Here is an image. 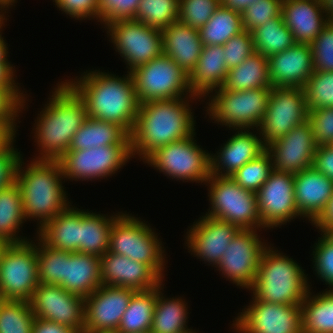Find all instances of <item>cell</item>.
<instances>
[{"label":"cell","mask_w":333,"mask_h":333,"mask_svg":"<svg viewBox=\"0 0 333 333\" xmlns=\"http://www.w3.org/2000/svg\"><path fill=\"white\" fill-rule=\"evenodd\" d=\"M194 99L195 101L201 100L200 97L193 95L140 104L133 130L130 133L132 157L138 156L144 161L162 146L192 136L196 130L194 127L196 120H194L192 105L189 104L190 101L194 102Z\"/></svg>","instance_id":"obj_1"},{"label":"cell","mask_w":333,"mask_h":333,"mask_svg":"<svg viewBox=\"0 0 333 333\" xmlns=\"http://www.w3.org/2000/svg\"><path fill=\"white\" fill-rule=\"evenodd\" d=\"M127 73L119 77L100 69L86 70L80 77L65 81L85 102L88 117L120 125L130 135L140 102L133 78Z\"/></svg>","instance_id":"obj_2"},{"label":"cell","mask_w":333,"mask_h":333,"mask_svg":"<svg viewBox=\"0 0 333 333\" xmlns=\"http://www.w3.org/2000/svg\"><path fill=\"white\" fill-rule=\"evenodd\" d=\"M56 86L34 123V142L39 152L35 160L58 161L87 118L85 102L77 92L66 81Z\"/></svg>","instance_id":"obj_3"},{"label":"cell","mask_w":333,"mask_h":333,"mask_svg":"<svg viewBox=\"0 0 333 333\" xmlns=\"http://www.w3.org/2000/svg\"><path fill=\"white\" fill-rule=\"evenodd\" d=\"M23 161L21 156L16 167L15 182L21 190L25 220H37L39 230L71 203L62 186L65 179L59 161L32 159L29 164Z\"/></svg>","instance_id":"obj_4"},{"label":"cell","mask_w":333,"mask_h":333,"mask_svg":"<svg viewBox=\"0 0 333 333\" xmlns=\"http://www.w3.org/2000/svg\"><path fill=\"white\" fill-rule=\"evenodd\" d=\"M293 258L268 246L260 259L253 285L248 289L259 301L301 305L311 290L305 270Z\"/></svg>","instance_id":"obj_5"},{"label":"cell","mask_w":333,"mask_h":333,"mask_svg":"<svg viewBox=\"0 0 333 333\" xmlns=\"http://www.w3.org/2000/svg\"><path fill=\"white\" fill-rule=\"evenodd\" d=\"M154 231L147 221L121 212L113 221L108 251L148 265L163 280L165 249Z\"/></svg>","instance_id":"obj_6"},{"label":"cell","mask_w":333,"mask_h":333,"mask_svg":"<svg viewBox=\"0 0 333 333\" xmlns=\"http://www.w3.org/2000/svg\"><path fill=\"white\" fill-rule=\"evenodd\" d=\"M205 185L208 186L211 206L206 216L229 222L240 229H265L254 192L243 189L230 176L211 175Z\"/></svg>","instance_id":"obj_7"},{"label":"cell","mask_w":333,"mask_h":333,"mask_svg":"<svg viewBox=\"0 0 333 333\" xmlns=\"http://www.w3.org/2000/svg\"><path fill=\"white\" fill-rule=\"evenodd\" d=\"M271 88L245 91L216 89L208 96L206 116L214 120L213 123L230 129L257 130L266 113Z\"/></svg>","instance_id":"obj_8"},{"label":"cell","mask_w":333,"mask_h":333,"mask_svg":"<svg viewBox=\"0 0 333 333\" xmlns=\"http://www.w3.org/2000/svg\"><path fill=\"white\" fill-rule=\"evenodd\" d=\"M195 135L162 146L143 162L176 181L205 184L211 176L210 153L197 144Z\"/></svg>","instance_id":"obj_9"},{"label":"cell","mask_w":333,"mask_h":333,"mask_svg":"<svg viewBox=\"0 0 333 333\" xmlns=\"http://www.w3.org/2000/svg\"><path fill=\"white\" fill-rule=\"evenodd\" d=\"M140 104L193 96L189 76L166 54L130 71Z\"/></svg>","instance_id":"obj_10"},{"label":"cell","mask_w":333,"mask_h":333,"mask_svg":"<svg viewBox=\"0 0 333 333\" xmlns=\"http://www.w3.org/2000/svg\"><path fill=\"white\" fill-rule=\"evenodd\" d=\"M34 240L10 243L0 263V292L6 300L30 302L39 285Z\"/></svg>","instance_id":"obj_11"},{"label":"cell","mask_w":333,"mask_h":333,"mask_svg":"<svg viewBox=\"0 0 333 333\" xmlns=\"http://www.w3.org/2000/svg\"><path fill=\"white\" fill-rule=\"evenodd\" d=\"M106 29L110 42L127 64V72L134 70L163 53L161 29L150 27L134 19L113 21Z\"/></svg>","instance_id":"obj_12"},{"label":"cell","mask_w":333,"mask_h":333,"mask_svg":"<svg viewBox=\"0 0 333 333\" xmlns=\"http://www.w3.org/2000/svg\"><path fill=\"white\" fill-rule=\"evenodd\" d=\"M131 158L130 145H109L68 150L58 161L66 181H92L113 176Z\"/></svg>","instance_id":"obj_13"},{"label":"cell","mask_w":333,"mask_h":333,"mask_svg":"<svg viewBox=\"0 0 333 333\" xmlns=\"http://www.w3.org/2000/svg\"><path fill=\"white\" fill-rule=\"evenodd\" d=\"M308 119L303 88L272 87L266 113L258 127L265 146Z\"/></svg>","instance_id":"obj_14"},{"label":"cell","mask_w":333,"mask_h":333,"mask_svg":"<svg viewBox=\"0 0 333 333\" xmlns=\"http://www.w3.org/2000/svg\"><path fill=\"white\" fill-rule=\"evenodd\" d=\"M257 233V229H241L215 267L242 289L248 290L253 285L263 251L269 246Z\"/></svg>","instance_id":"obj_15"},{"label":"cell","mask_w":333,"mask_h":333,"mask_svg":"<svg viewBox=\"0 0 333 333\" xmlns=\"http://www.w3.org/2000/svg\"><path fill=\"white\" fill-rule=\"evenodd\" d=\"M231 324L236 333H302L301 305L273 304L252 297Z\"/></svg>","instance_id":"obj_16"},{"label":"cell","mask_w":333,"mask_h":333,"mask_svg":"<svg viewBox=\"0 0 333 333\" xmlns=\"http://www.w3.org/2000/svg\"><path fill=\"white\" fill-rule=\"evenodd\" d=\"M258 211L265 230L301 217L295 203L294 174L273 170L257 191Z\"/></svg>","instance_id":"obj_17"},{"label":"cell","mask_w":333,"mask_h":333,"mask_svg":"<svg viewBox=\"0 0 333 333\" xmlns=\"http://www.w3.org/2000/svg\"><path fill=\"white\" fill-rule=\"evenodd\" d=\"M30 304L35 317L54 321L83 333L84 297L75 295L59 285L39 283Z\"/></svg>","instance_id":"obj_18"},{"label":"cell","mask_w":333,"mask_h":333,"mask_svg":"<svg viewBox=\"0 0 333 333\" xmlns=\"http://www.w3.org/2000/svg\"><path fill=\"white\" fill-rule=\"evenodd\" d=\"M240 230L229 222L202 215L186 232L185 246L193 256L216 267Z\"/></svg>","instance_id":"obj_19"},{"label":"cell","mask_w":333,"mask_h":333,"mask_svg":"<svg viewBox=\"0 0 333 333\" xmlns=\"http://www.w3.org/2000/svg\"><path fill=\"white\" fill-rule=\"evenodd\" d=\"M317 146L311 123L307 119L267 145L266 150L272 157L274 170L296 174L312 167Z\"/></svg>","instance_id":"obj_20"},{"label":"cell","mask_w":333,"mask_h":333,"mask_svg":"<svg viewBox=\"0 0 333 333\" xmlns=\"http://www.w3.org/2000/svg\"><path fill=\"white\" fill-rule=\"evenodd\" d=\"M135 290L101 285L85 297L83 333L117 330Z\"/></svg>","instance_id":"obj_21"},{"label":"cell","mask_w":333,"mask_h":333,"mask_svg":"<svg viewBox=\"0 0 333 333\" xmlns=\"http://www.w3.org/2000/svg\"><path fill=\"white\" fill-rule=\"evenodd\" d=\"M233 130H237L235 134L214 155L210 153L211 175L231 176L266 150L258 129L257 132L255 129H251L253 132L250 129Z\"/></svg>","instance_id":"obj_22"},{"label":"cell","mask_w":333,"mask_h":333,"mask_svg":"<svg viewBox=\"0 0 333 333\" xmlns=\"http://www.w3.org/2000/svg\"><path fill=\"white\" fill-rule=\"evenodd\" d=\"M101 260V282L106 286L143 291L158 287L162 280L148 265L107 251Z\"/></svg>","instance_id":"obj_23"},{"label":"cell","mask_w":333,"mask_h":333,"mask_svg":"<svg viewBox=\"0 0 333 333\" xmlns=\"http://www.w3.org/2000/svg\"><path fill=\"white\" fill-rule=\"evenodd\" d=\"M313 72L310 44L296 43L268 57V75L272 87L303 88Z\"/></svg>","instance_id":"obj_24"},{"label":"cell","mask_w":333,"mask_h":333,"mask_svg":"<svg viewBox=\"0 0 333 333\" xmlns=\"http://www.w3.org/2000/svg\"><path fill=\"white\" fill-rule=\"evenodd\" d=\"M281 15L297 43L311 44L329 22L321 0H283Z\"/></svg>","instance_id":"obj_25"},{"label":"cell","mask_w":333,"mask_h":333,"mask_svg":"<svg viewBox=\"0 0 333 333\" xmlns=\"http://www.w3.org/2000/svg\"><path fill=\"white\" fill-rule=\"evenodd\" d=\"M295 203L301 217L313 223L326 208L333 181L313 167L294 174Z\"/></svg>","instance_id":"obj_26"},{"label":"cell","mask_w":333,"mask_h":333,"mask_svg":"<svg viewBox=\"0 0 333 333\" xmlns=\"http://www.w3.org/2000/svg\"><path fill=\"white\" fill-rule=\"evenodd\" d=\"M163 53L189 76L196 67L203 44L199 30L179 21L161 30Z\"/></svg>","instance_id":"obj_27"},{"label":"cell","mask_w":333,"mask_h":333,"mask_svg":"<svg viewBox=\"0 0 333 333\" xmlns=\"http://www.w3.org/2000/svg\"><path fill=\"white\" fill-rule=\"evenodd\" d=\"M224 55L223 45L203 46L196 67L189 75L192 95L206 99L223 86L228 73Z\"/></svg>","instance_id":"obj_28"},{"label":"cell","mask_w":333,"mask_h":333,"mask_svg":"<svg viewBox=\"0 0 333 333\" xmlns=\"http://www.w3.org/2000/svg\"><path fill=\"white\" fill-rule=\"evenodd\" d=\"M101 285L100 257L87 253L67 251L65 279L59 286L85 298Z\"/></svg>","instance_id":"obj_29"},{"label":"cell","mask_w":333,"mask_h":333,"mask_svg":"<svg viewBox=\"0 0 333 333\" xmlns=\"http://www.w3.org/2000/svg\"><path fill=\"white\" fill-rule=\"evenodd\" d=\"M36 231L37 237L44 244L63 251L78 252L80 250L81 208L70 205Z\"/></svg>","instance_id":"obj_30"},{"label":"cell","mask_w":333,"mask_h":333,"mask_svg":"<svg viewBox=\"0 0 333 333\" xmlns=\"http://www.w3.org/2000/svg\"><path fill=\"white\" fill-rule=\"evenodd\" d=\"M109 145H130V135L120 125L87 116L73 136L69 150Z\"/></svg>","instance_id":"obj_31"},{"label":"cell","mask_w":333,"mask_h":333,"mask_svg":"<svg viewBox=\"0 0 333 333\" xmlns=\"http://www.w3.org/2000/svg\"><path fill=\"white\" fill-rule=\"evenodd\" d=\"M163 282L157 287V298L150 331L152 333H188V306L182 297L166 298ZM184 300V301H183Z\"/></svg>","instance_id":"obj_32"},{"label":"cell","mask_w":333,"mask_h":333,"mask_svg":"<svg viewBox=\"0 0 333 333\" xmlns=\"http://www.w3.org/2000/svg\"><path fill=\"white\" fill-rule=\"evenodd\" d=\"M121 212L114 215H103L81 209L80 253L103 256L109 250L110 231L114 219Z\"/></svg>","instance_id":"obj_33"},{"label":"cell","mask_w":333,"mask_h":333,"mask_svg":"<svg viewBox=\"0 0 333 333\" xmlns=\"http://www.w3.org/2000/svg\"><path fill=\"white\" fill-rule=\"evenodd\" d=\"M272 87L268 75V58L254 52L241 65L230 68L222 90L245 91Z\"/></svg>","instance_id":"obj_34"},{"label":"cell","mask_w":333,"mask_h":333,"mask_svg":"<svg viewBox=\"0 0 333 333\" xmlns=\"http://www.w3.org/2000/svg\"><path fill=\"white\" fill-rule=\"evenodd\" d=\"M26 222L23 211L22 194L14 181L0 190V238L9 243L25 242L27 237L18 236L20 227Z\"/></svg>","instance_id":"obj_35"},{"label":"cell","mask_w":333,"mask_h":333,"mask_svg":"<svg viewBox=\"0 0 333 333\" xmlns=\"http://www.w3.org/2000/svg\"><path fill=\"white\" fill-rule=\"evenodd\" d=\"M302 333H333V290L312 295L301 303Z\"/></svg>","instance_id":"obj_36"},{"label":"cell","mask_w":333,"mask_h":333,"mask_svg":"<svg viewBox=\"0 0 333 333\" xmlns=\"http://www.w3.org/2000/svg\"><path fill=\"white\" fill-rule=\"evenodd\" d=\"M157 298V287L135 291L117 330L121 333L150 331Z\"/></svg>","instance_id":"obj_37"},{"label":"cell","mask_w":333,"mask_h":333,"mask_svg":"<svg viewBox=\"0 0 333 333\" xmlns=\"http://www.w3.org/2000/svg\"><path fill=\"white\" fill-rule=\"evenodd\" d=\"M253 49L265 57L280 53L297 42L283 22L282 15L273 18L252 32Z\"/></svg>","instance_id":"obj_38"},{"label":"cell","mask_w":333,"mask_h":333,"mask_svg":"<svg viewBox=\"0 0 333 333\" xmlns=\"http://www.w3.org/2000/svg\"><path fill=\"white\" fill-rule=\"evenodd\" d=\"M243 30L242 14L220 5L199 33L203 46L224 45Z\"/></svg>","instance_id":"obj_39"},{"label":"cell","mask_w":333,"mask_h":333,"mask_svg":"<svg viewBox=\"0 0 333 333\" xmlns=\"http://www.w3.org/2000/svg\"><path fill=\"white\" fill-rule=\"evenodd\" d=\"M38 280L42 284L59 285L65 279L67 251L44 244L36 236Z\"/></svg>","instance_id":"obj_40"},{"label":"cell","mask_w":333,"mask_h":333,"mask_svg":"<svg viewBox=\"0 0 333 333\" xmlns=\"http://www.w3.org/2000/svg\"><path fill=\"white\" fill-rule=\"evenodd\" d=\"M178 16L179 0H140L134 20L162 30L177 22Z\"/></svg>","instance_id":"obj_41"},{"label":"cell","mask_w":333,"mask_h":333,"mask_svg":"<svg viewBox=\"0 0 333 333\" xmlns=\"http://www.w3.org/2000/svg\"><path fill=\"white\" fill-rule=\"evenodd\" d=\"M34 320L30 302L5 300L0 307V333H32Z\"/></svg>","instance_id":"obj_42"},{"label":"cell","mask_w":333,"mask_h":333,"mask_svg":"<svg viewBox=\"0 0 333 333\" xmlns=\"http://www.w3.org/2000/svg\"><path fill=\"white\" fill-rule=\"evenodd\" d=\"M273 170L272 157L265 150L257 158L247 162L235 171L230 177L243 189L256 194Z\"/></svg>","instance_id":"obj_43"},{"label":"cell","mask_w":333,"mask_h":333,"mask_svg":"<svg viewBox=\"0 0 333 333\" xmlns=\"http://www.w3.org/2000/svg\"><path fill=\"white\" fill-rule=\"evenodd\" d=\"M303 90L308 110L333 107V72L314 70Z\"/></svg>","instance_id":"obj_44"},{"label":"cell","mask_w":333,"mask_h":333,"mask_svg":"<svg viewBox=\"0 0 333 333\" xmlns=\"http://www.w3.org/2000/svg\"><path fill=\"white\" fill-rule=\"evenodd\" d=\"M317 243L312 247V264L318 279L328 285L326 290H333V233L321 232Z\"/></svg>","instance_id":"obj_45"},{"label":"cell","mask_w":333,"mask_h":333,"mask_svg":"<svg viewBox=\"0 0 333 333\" xmlns=\"http://www.w3.org/2000/svg\"><path fill=\"white\" fill-rule=\"evenodd\" d=\"M220 5V0H179L178 21L199 30Z\"/></svg>","instance_id":"obj_46"},{"label":"cell","mask_w":333,"mask_h":333,"mask_svg":"<svg viewBox=\"0 0 333 333\" xmlns=\"http://www.w3.org/2000/svg\"><path fill=\"white\" fill-rule=\"evenodd\" d=\"M283 0H258L251 3L242 14L243 29L252 32L259 26L281 15Z\"/></svg>","instance_id":"obj_47"},{"label":"cell","mask_w":333,"mask_h":333,"mask_svg":"<svg viewBox=\"0 0 333 333\" xmlns=\"http://www.w3.org/2000/svg\"><path fill=\"white\" fill-rule=\"evenodd\" d=\"M310 46L314 70L333 72V25L330 21Z\"/></svg>","instance_id":"obj_48"},{"label":"cell","mask_w":333,"mask_h":333,"mask_svg":"<svg viewBox=\"0 0 333 333\" xmlns=\"http://www.w3.org/2000/svg\"><path fill=\"white\" fill-rule=\"evenodd\" d=\"M224 59L228 70L241 65L243 61L254 53L252 33L243 30L231 37L223 45Z\"/></svg>","instance_id":"obj_49"},{"label":"cell","mask_w":333,"mask_h":333,"mask_svg":"<svg viewBox=\"0 0 333 333\" xmlns=\"http://www.w3.org/2000/svg\"><path fill=\"white\" fill-rule=\"evenodd\" d=\"M100 23L135 19L140 0H98Z\"/></svg>","instance_id":"obj_50"},{"label":"cell","mask_w":333,"mask_h":333,"mask_svg":"<svg viewBox=\"0 0 333 333\" xmlns=\"http://www.w3.org/2000/svg\"><path fill=\"white\" fill-rule=\"evenodd\" d=\"M308 120L318 146L333 144V107L308 110Z\"/></svg>","instance_id":"obj_51"},{"label":"cell","mask_w":333,"mask_h":333,"mask_svg":"<svg viewBox=\"0 0 333 333\" xmlns=\"http://www.w3.org/2000/svg\"><path fill=\"white\" fill-rule=\"evenodd\" d=\"M63 13L75 20L95 19L100 22L98 0H53ZM91 18V19H90Z\"/></svg>","instance_id":"obj_52"},{"label":"cell","mask_w":333,"mask_h":333,"mask_svg":"<svg viewBox=\"0 0 333 333\" xmlns=\"http://www.w3.org/2000/svg\"><path fill=\"white\" fill-rule=\"evenodd\" d=\"M26 97L20 87H0V118L19 117L22 110L26 109Z\"/></svg>","instance_id":"obj_53"},{"label":"cell","mask_w":333,"mask_h":333,"mask_svg":"<svg viewBox=\"0 0 333 333\" xmlns=\"http://www.w3.org/2000/svg\"><path fill=\"white\" fill-rule=\"evenodd\" d=\"M14 145L0 151V190L15 181L17 163L22 154Z\"/></svg>","instance_id":"obj_54"},{"label":"cell","mask_w":333,"mask_h":333,"mask_svg":"<svg viewBox=\"0 0 333 333\" xmlns=\"http://www.w3.org/2000/svg\"><path fill=\"white\" fill-rule=\"evenodd\" d=\"M6 21V15L0 19V87H20V84L15 82V79H17V75H15V65L13 66L7 58L9 57L8 43L5 42L4 36L2 37L1 31L3 26L5 27Z\"/></svg>","instance_id":"obj_55"},{"label":"cell","mask_w":333,"mask_h":333,"mask_svg":"<svg viewBox=\"0 0 333 333\" xmlns=\"http://www.w3.org/2000/svg\"><path fill=\"white\" fill-rule=\"evenodd\" d=\"M312 167L333 181V145H319L314 154Z\"/></svg>","instance_id":"obj_56"},{"label":"cell","mask_w":333,"mask_h":333,"mask_svg":"<svg viewBox=\"0 0 333 333\" xmlns=\"http://www.w3.org/2000/svg\"><path fill=\"white\" fill-rule=\"evenodd\" d=\"M18 117L0 118V151L9 148L16 140Z\"/></svg>","instance_id":"obj_57"},{"label":"cell","mask_w":333,"mask_h":333,"mask_svg":"<svg viewBox=\"0 0 333 333\" xmlns=\"http://www.w3.org/2000/svg\"><path fill=\"white\" fill-rule=\"evenodd\" d=\"M32 333H78L65 325L35 317Z\"/></svg>","instance_id":"obj_58"},{"label":"cell","mask_w":333,"mask_h":333,"mask_svg":"<svg viewBox=\"0 0 333 333\" xmlns=\"http://www.w3.org/2000/svg\"><path fill=\"white\" fill-rule=\"evenodd\" d=\"M319 232L333 233V193L320 216L312 223Z\"/></svg>","instance_id":"obj_59"},{"label":"cell","mask_w":333,"mask_h":333,"mask_svg":"<svg viewBox=\"0 0 333 333\" xmlns=\"http://www.w3.org/2000/svg\"><path fill=\"white\" fill-rule=\"evenodd\" d=\"M221 5L231 10L242 13L251 3L258 0H220Z\"/></svg>","instance_id":"obj_60"},{"label":"cell","mask_w":333,"mask_h":333,"mask_svg":"<svg viewBox=\"0 0 333 333\" xmlns=\"http://www.w3.org/2000/svg\"><path fill=\"white\" fill-rule=\"evenodd\" d=\"M15 3H17V0H0V12L5 16V14L10 11L8 9L15 6Z\"/></svg>","instance_id":"obj_61"},{"label":"cell","mask_w":333,"mask_h":333,"mask_svg":"<svg viewBox=\"0 0 333 333\" xmlns=\"http://www.w3.org/2000/svg\"><path fill=\"white\" fill-rule=\"evenodd\" d=\"M321 3L328 19H330L333 16V0H321Z\"/></svg>","instance_id":"obj_62"},{"label":"cell","mask_w":333,"mask_h":333,"mask_svg":"<svg viewBox=\"0 0 333 333\" xmlns=\"http://www.w3.org/2000/svg\"><path fill=\"white\" fill-rule=\"evenodd\" d=\"M9 244L10 243L8 241L0 238V263H1L2 256H3L4 252L6 251V248L9 246Z\"/></svg>","instance_id":"obj_63"},{"label":"cell","mask_w":333,"mask_h":333,"mask_svg":"<svg viewBox=\"0 0 333 333\" xmlns=\"http://www.w3.org/2000/svg\"><path fill=\"white\" fill-rule=\"evenodd\" d=\"M87 333H121L118 330H107V331H95V332H87Z\"/></svg>","instance_id":"obj_64"},{"label":"cell","mask_w":333,"mask_h":333,"mask_svg":"<svg viewBox=\"0 0 333 333\" xmlns=\"http://www.w3.org/2000/svg\"><path fill=\"white\" fill-rule=\"evenodd\" d=\"M6 299L3 297V295L0 292V307L2 306V304L4 303Z\"/></svg>","instance_id":"obj_65"},{"label":"cell","mask_w":333,"mask_h":333,"mask_svg":"<svg viewBox=\"0 0 333 333\" xmlns=\"http://www.w3.org/2000/svg\"><path fill=\"white\" fill-rule=\"evenodd\" d=\"M329 21L332 23L333 25V16L329 19Z\"/></svg>","instance_id":"obj_66"},{"label":"cell","mask_w":333,"mask_h":333,"mask_svg":"<svg viewBox=\"0 0 333 333\" xmlns=\"http://www.w3.org/2000/svg\"><path fill=\"white\" fill-rule=\"evenodd\" d=\"M199 331H195V330H192V331H190V332H188V333H198Z\"/></svg>","instance_id":"obj_67"},{"label":"cell","mask_w":333,"mask_h":333,"mask_svg":"<svg viewBox=\"0 0 333 333\" xmlns=\"http://www.w3.org/2000/svg\"><path fill=\"white\" fill-rule=\"evenodd\" d=\"M4 17V15L0 12V19H2Z\"/></svg>","instance_id":"obj_68"},{"label":"cell","mask_w":333,"mask_h":333,"mask_svg":"<svg viewBox=\"0 0 333 333\" xmlns=\"http://www.w3.org/2000/svg\"><path fill=\"white\" fill-rule=\"evenodd\" d=\"M138 333H152L151 331H147V332H138Z\"/></svg>","instance_id":"obj_69"}]
</instances>
